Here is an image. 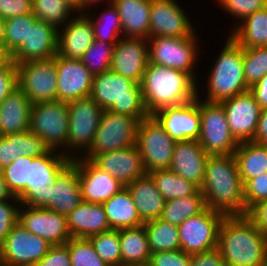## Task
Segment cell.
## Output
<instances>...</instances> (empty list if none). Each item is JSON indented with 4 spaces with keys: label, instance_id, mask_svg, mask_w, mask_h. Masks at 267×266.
<instances>
[{
    "label": "cell",
    "instance_id": "34",
    "mask_svg": "<svg viewBox=\"0 0 267 266\" xmlns=\"http://www.w3.org/2000/svg\"><path fill=\"white\" fill-rule=\"evenodd\" d=\"M122 266L148 265L151 257L144 225L119 230Z\"/></svg>",
    "mask_w": 267,
    "mask_h": 266
},
{
    "label": "cell",
    "instance_id": "28",
    "mask_svg": "<svg viewBox=\"0 0 267 266\" xmlns=\"http://www.w3.org/2000/svg\"><path fill=\"white\" fill-rule=\"evenodd\" d=\"M32 105L16 86L0 104V136L29 131Z\"/></svg>",
    "mask_w": 267,
    "mask_h": 266
},
{
    "label": "cell",
    "instance_id": "57",
    "mask_svg": "<svg viewBox=\"0 0 267 266\" xmlns=\"http://www.w3.org/2000/svg\"><path fill=\"white\" fill-rule=\"evenodd\" d=\"M249 91L262 109L267 108V74L259 82L252 85Z\"/></svg>",
    "mask_w": 267,
    "mask_h": 266
},
{
    "label": "cell",
    "instance_id": "63",
    "mask_svg": "<svg viewBox=\"0 0 267 266\" xmlns=\"http://www.w3.org/2000/svg\"><path fill=\"white\" fill-rule=\"evenodd\" d=\"M95 1H101V0H82L83 2V7L86 8L87 4L89 5L91 3V5L93 4V2L95 3Z\"/></svg>",
    "mask_w": 267,
    "mask_h": 266
},
{
    "label": "cell",
    "instance_id": "29",
    "mask_svg": "<svg viewBox=\"0 0 267 266\" xmlns=\"http://www.w3.org/2000/svg\"><path fill=\"white\" fill-rule=\"evenodd\" d=\"M71 237L89 238L111 230L102 204L82 201L67 215Z\"/></svg>",
    "mask_w": 267,
    "mask_h": 266
},
{
    "label": "cell",
    "instance_id": "8",
    "mask_svg": "<svg viewBox=\"0 0 267 266\" xmlns=\"http://www.w3.org/2000/svg\"><path fill=\"white\" fill-rule=\"evenodd\" d=\"M48 154L34 157L29 162L28 190L19 198L20 203L36 208L48 206V192L58 174L72 161L73 156ZM52 154V155H51Z\"/></svg>",
    "mask_w": 267,
    "mask_h": 266
},
{
    "label": "cell",
    "instance_id": "49",
    "mask_svg": "<svg viewBox=\"0 0 267 266\" xmlns=\"http://www.w3.org/2000/svg\"><path fill=\"white\" fill-rule=\"evenodd\" d=\"M226 11L244 19L245 17L267 7V0H218Z\"/></svg>",
    "mask_w": 267,
    "mask_h": 266
},
{
    "label": "cell",
    "instance_id": "23",
    "mask_svg": "<svg viewBox=\"0 0 267 266\" xmlns=\"http://www.w3.org/2000/svg\"><path fill=\"white\" fill-rule=\"evenodd\" d=\"M92 162L124 186L146 174L137 145L97 155Z\"/></svg>",
    "mask_w": 267,
    "mask_h": 266
},
{
    "label": "cell",
    "instance_id": "41",
    "mask_svg": "<svg viewBox=\"0 0 267 266\" xmlns=\"http://www.w3.org/2000/svg\"><path fill=\"white\" fill-rule=\"evenodd\" d=\"M96 253L108 266H122L119 230L95 234L89 237Z\"/></svg>",
    "mask_w": 267,
    "mask_h": 266
},
{
    "label": "cell",
    "instance_id": "59",
    "mask_svg": "<svg viewBox=\"0 0 267 266\" xmlns=\"http://www.w3.org/2000/svg\"><path fill=\"white\" fill-rule=\"evenodd\" d=\"M3 65H16V63L12 59V53L3 42H0V66Z\"/></svg>",
    "mask_w": 267,
    "mask_h": 266
},
{
    "label": "cell",
    "instance_id": "32",
    "mask_svg": "<svg viewBox=\"0 0 267 266\" xmlns=\"http://www.w3.org/2000/svg\"><path fill=\"white\" fill-rule=\"evenodd\" d=\"M117 7L122 34L127 37L150 38L151 0H111Z\"/></svg>",
    "mask_w": 267,
    "mask_h": 266
},
{
    "label": "cell",
    "instance_id": "44",
    "mask_svg": "<svg viewBox=\"0 0 267 266\" xmlns=\"http://www.w3.org/2000/svg\"><path fill=\"white\" fill-rule=\"evenodd\" d=\"M37 21L32 13L5 20L4 44L11 53L27 39L29 25H34Z\"/></svg>",
    "mask_w": 267,
    "mask_h": 266
},
{
    "label": "cell",
    "instance_id": "12",
    "mask_svg": "<svg viewBox=\"0 0 267 266\" xmlns=\"http://www.w3.org/2000/svg\"><path fill=\"white\" fill-rule=\"evenodd\" d=\"M225 215L206 208L178 226L180 250L190 255L217 247L220 225Z\"/></svg>",
    "mask_w": 267,
    "mask_h": 266
},
{
    "label": "cell",
    "instance_id": "46",
    "mask_svg": "<svg viewBox=\"0 0 267 266\" xmlns=\"http://www.w3.org/2000/svg\"><path fill=\"white\" fill-rule=\"evenodd\" d=\"M69 12L70 9L62 0H33L32 14L34 17L56 29L69 17Z\"/></svg>",
    "mask_w": 267,
    "mask_h": 266
},
{
    "label": "cell",
    "instance_id": "17",
    "mask_svg": "<svg viewBox=\"0 0 267 266\" xmlns=\"http://www.w3.org/2000/svg\"><path fill=\"white\" fill-rule=\"evenodd\" d=\"M219 103L235 140L238 143L253 141L262 111L253 94L248 90Z\"/></svg>",
    "mask_w": 267,
    "mask_h": 266
},
{
    "label": "cell",
    "instance_id": "26",
    "mask_svg": "<svg viewBox=\"0 0 267 266\" xmlns=\"http://www.w3.org/2000/svg\"><path fill=\"white\" fill-rule=\"evenodd\" d=\"M208 156L199 141L176 142L169 170L195 184L200 189L203 184Z\"/></svg>",
    "mask_w": 267,
    "mask_h": 266
},
{
    "label": "cell",
    "instance_id": "18",
    "mask_svg": "<svg viewBox=\"0 0 267 266\" xmlns=\"http://www.w3.org/2000/svg\"><path fill=\"white\" fill-rule=\"evenodd\" d=\"M57 68V100L70 102L90 97L93 75L81 59L55 56Z\"/></svg>",
    "mask_w": 267,
    "mask_h": 266
},
{
    "label": "cell",
    "instance_id": "61",
    "mask_svg": "<svg viewBox=\"0 0 267 266\" xmlns=\"http://www.w3.org/2000/svg\"><path fill=\"white\" fill-rule=\"evenodd\" d=\"M66 6L70 9V11L72 10H76V11H79L81 10H84V7H83V2L82 0H62Z\"/></svg>",
    "mask_w": 267,
    "mask_h": 266
},
{
    "label": "cell",
    "instance_id": "62",
    "mask_svg": "<svg viewBox=\"0 0 267 266\" xmlns=\"http://www.w3.org/2000/svg\"><path fill=\"white\" fill-rule=\"evenodd\" d=\"M5 36V20L0 17V42L4 43Z\"/></svg>",
    "mask_w": 267,
    "mask_h": 266
},
{
    "label": "cell",
    "instance_id": "5",
    "mask_svg": "<svg viewBox=\"0 0 267 266\" xmlns=\"http://www.w3.org/2000/svg\"><path fill=\"white\" fill-rule=\"evenodd\" d=\"M208 102H221L246 92L243 48L230 36L209 76Z\"/></svg>",
    "mask_w": 267,
    "mask_h": 266
},
{
    "label": "cell",
    "instance_id": "38",
    "mask_svg": "<svg viewBox=\"0 0 267 266\" xmlns=\"http://www.w3.org/2000/svg\"><path fill=\"white\" fill-rule=\"evenodd\" d=\"M151 253L180 250L178 226L160 218L144 222Z\"/></svg>",
    "mask_w": 267,
    "mask_h": 266
},
{
    "label": "cell",
    "instance_id": "33",
    "mask_svg": "<svg viewBox=\"0 0 267 266\" xmlns=\"http://www.w3.org/2000/svg\"><path fill=\"white\" fill-rule=\"evenodd\" d=\"M102 205L111 229L120 230L144 224L126 186Z\"/></svg>",
    "mask_w": 267,
    "mask_h": 266
},
{
    "label": "cell",
    "instance_id": "10",
    "mask_svg": "<svg viewBox=\"0 0 267 266\" xmlns=\"http://www.w3.org/2000/svg\"><path fill=\"white\" fill-rule=\"evenodd\" d=\"M17 86L32 104L57 101L55 57L16 64Z\"/></svg>",
    "mask_w": 267,
    "mask_h": 266
},
{
    "label": "cell",
    "instance_id": "3",
    "mask_svg": "<svg viewBox=\"0 0 267 266\" xmlns=\"http://www.w3.org/2000/svg\"><path fill=\"white\" fill-rule=\"evenodd\" d=\"M195 85L189 73L148 62L140 82L145 109L152 115L165 107L193 101L198 97Z\"/></svg>",
    "mask_w": 267,
    "mask_h": 266
},
{
    "label": "cell",
    "instance_id": "58",
    "mask_svg": "<svg viewBox=\"0 0 267 266\" xmlns=\"http://www.w3.org/2000/svg\"><path fill=\"white\" fill-rule=\"evenodd\" d=\"M252 142L267 145V108L262 109Z\"/></svg>",
    "mask_w": 267,
    "mask_h": 266
},
{
    "label": "cell",
    "instance_id": "39",
    "mask_svg": "<svg viewBox=\"0 0 267 266\" xmlns=\"http://www.w3.org/2000/svg\"><path fill=\"white\" fill-rule=\"evenodd\" d=\"M165 201L194 195L199 188L169 169L148 173Z\"/></svg>",
    "mask_w": 267,
    "mask_h": 266
},
{
    "label": "cell",
    "instance_id": "54",
    "mask_svg": "<svg viewBox=\"0 0 267 266\" xmlns=\"http://www.w3.org/2000/svg\"><path fill=\"white\" fill-rule=\"evenodd\" d=\"M17 86L16 65L0 66V104L9 93Z\"/></svg>",
    "mask_w": 267,
    "mask_h": 266
},
{
    "label": "cell",
    "instance_id": "30",
    "mask_svg": "<svg viewBox=\"0 0 267 266\" xmlns=\"http://www.w3.org/2000/svg\"><path fill=\"white\" fill-rule=\"evenodd\" d=\"M50 151L47 143L31 131L0 136V171L19 157H38Z\"/></svg>",
    "mask_w": 267,
    "mask_h": 266
},
{
    "label": "cell",
    "instance_id": "20",
    "mask_svg": "<svg viewBox=\"0 0 267 266\" xmlns=\"http://www.w3.org/2000/svg\"><path fill=\"white\" fill-rule=\"evenodd\" d=\"M146 40L135 37L119 39L114 47L110 70L140 84L149 62Z\"/></svg>",
    "mask_w": 267,
    "mask_h": 266
},
{
    "label": "cell",
    "instance_id": "21",
    "mask_svg": "<svg viewBox=\"0 0 267 266\" xmlns=\"http://www.w3.org/2000/svg\"><path fill=\"white\" fill-rule=\"evenodd\" d=\"M82 201L103 204L125 186L89 159L77 158Z\"/></svg>",
    "mask_w": 267,
    "mask_h": 266
},
{
    "label": "cell",
    "instance_id": "4",
    "mask_svg": "<svg viewBox=\"0 0 267 266\" xmlns=\"http://www.w3.org/2000/svg\"><path fill=\"white\" fill-rule=\"evenodd\" d=\"M90 97L103 110L128 115L139 122L149 116L140 84L111 70L93 76Z\"/></svg>",
    "mask_w": 267,
    "mask_h": 266
},
{
    "label": "cell",
    "instance_id": "25",
    "mask_svg": "<svg viewBox=\"0 0 267 266\" xmlns=\"http://www.w3.org/2000/svg\"><path fill=\"white\" fill-rule=\"evenodd\" d=\"M82 202L78 178L77 158L58 174L48 192L46 209L68 215Z\"/></svg>",
    "mask_w": 267,
    "mask_h": 266
},
{
    "label": "cell",
    "instance_id": "37",
    "mask_svg": "<svg viewBox=\"0 0 267 266\" xmlns=\"http://www.w3.org/2000/svg\"><path fill=\"white\" fill-rule=\"evenodd\" d=\"M206 208L205 198L199 189L194 195L165 201L160 219L179 226L188 218L200 214Z\"/></svg>",
    "mask_w": 267,
    "mask_h": 266
},
{
    "label": "cell",
    "instance_id": "45",
    "mask_svg": "<svg viewBox=\"0 0 267 266\" xmlns=\"http://www.w3.org/2000/svg\"><path fill=\"white\" fill-rule=\"evenodd\" d=\"M66 245L71 266H108L96 253L89 238L72 237Z\"/></svg>",
    "mask_w": 267,
    "mask_h": 266
},
{
    "label": "cell",
    "instance_id": "11",
    "mask_svg": "<svg viewBox=\"0 0 267 266\" xmlns=\"http://www.w3.org/2000/svg\"><path fill=\"white\" fill-rule=\"evenodd\" d=\"M69 128L68 104L64 101L34 103L29 131L43 139L51 150L67 146Z\"/></svg>",
    "mask_w": 267,
    "mask_h": 266
},
{
    "label": "cell",
    "instance_id": "27",
    "mask_svg": "<svg viewBox=\"0 0 267 266\" xmlns=\"http://www.w3.org/2000/svg\"><path fill=\"white\" fill-rule=\"evenodd\" d=\"M94 41L91 20L82 14L67 22L62 34L58 31L57 54L65 58L81 59Z\"/></svg>",
    "mask_w": 267,
    "mask_h": 266
},
{
    "label": "cell",
    "instance_id": "51",
    "mask_svg": "<svg viewBox=\"0 0 267 266\" xmlns=\"http://www.w3.org/2000/svg\"><path fill=\"white\" fill-rule=\"evenodd\" d=\"M7 200H0V247L12 227L18 222V208L13 207Z\"/></svg>",
    "mask_w": 267,
    "mask_h": 266
},
{
    "label": "cell",
    "instance_id": "31",
    "mask_svg": "<svg viewBox=\"0 0 267 266\" xmlns=\"http://www.w3.org/2000/svg\"><path fill=\"white\" fill-rule=\"evenodd\" d=\"M143 222L161 217L165 199L155 186L152 177L145 174L126 186Z\"/></svg>",
    "mask_w": 267,
    "mask_h": 266
},
{
    "label": "cell",
    "instance_id": "42",
    "mask_svg": "<svg viewBox=\"0 0 267 266\" xmlns=\"http://www.w3.org/2000/svg\"><path fill=\"white\" fill-rule=\"evenodd\" d=\"M114 47L112 43L94 39L90 48L83 54L81 61L93 76L101 74L110 70Z\"/></svg>",
    "mask_w": 267,
    "mask_h": 266
},
{
    "label": "cell",
    "instance_id": "13",
    "mask_svg": "<svg viewBox=\"0 0 267 266\" xmlns=\"http://www.w3.org/2000/svg\"><path fill=\"white\" fill-rule=\"evenodd\" d=\"M51 244L29 232L17 222L0 247V264L4 266H33L50 250Z\"/></svg>",
    "mask_w": 267,
    "mask_h": 266
},
{
    "label": "cell",
    "instance_id": "14",
    "mask_svg": "<svg viewBox=\"0 0 267 266\" xmlns=\"http://www.w3.org/2000/svg\"><path fill=\"white\" fill-rule=\"evenodd\" d=\"M150 40L149 63L184 71L195 79L191 70L197 58L195 34L188 37L155 36L150 37Z\"/></svg>",
    "mask_w": 267,
    "mask_h": 266
},
{
    "label": "cell",
    "instance_id": "1",
    "mask_svg": "<svg viewBox=\"0 0 267 266\" xmlns=\"http://www.w3.org/2000/svg\"><path fill=\"white\" fill-rule=\"evenodd\" d=\"M206 207L225 216L246 215L244 184L234 154L209 155L200 188Z\"/></svg>",
    "mask_w": 267,
    "mask_h": 266
},
{
    "label": "cell",
    "instance_id": "52",
    "mask_svg": "<svg viewBox=\"0 0 267 266\" xmlns=\"http://www.w3.org/2000/svg\"><path fill=\"white\" fill-rule=\"evenodd\" d=\"M33 266H71L68 246L52 245L49 252Z\"/></svg>",
    "mask_w": 267,
    "mask_h": 266
},
{
    "label": "cell",
    "instance_id": "22",
    "mask_svg": "<svg viewBox=\"0 0 267 266\" xmlns=\"http://www.w3.org/2000/svg\"><path fill=\"white\" fill-rule=\"evenodd\" d=\"M192 25L174 0H151L150 37H188Z\"/></svg>",
    "mask_w": 267,
    "mask_h": 266
},
{
    "label": "cell",
    "instance_id": "19",
    "mask_svg": "<svg viewBox=\"0 0 267 266\" xmlns=\"http://www.w3.org/2000/svg\"><path fill=\"white\" fill-rule=\"evenodd\" d=\"M27 207L23 212L18 210V222L29 232L47 240L51 245H63L72 238L66 215L46 208Z\"/></svg>",
    "mask_w": 267,
    "mask_h": 266
},
{
    "label": "cell",
    "instance_id": "47",
    "mask_svg": "<svg viewBox=\"0 0 267 266\" xmlns=\"http://www.w3.org/2000/svg\"><path fill=\"white\" fill-rule=\"evenodd\" d=\"M110 8L111 9L109 10V14L104 13L103 16L109 19L112 23H109L108 21L107 23L104 18L105 21L104 25H102L103 20L102 21L98 20L95 22L94 20L92 21V19H91V24L93 27V34L95 40L102 42L107 41V43H112L113 45H115L119 41V39L117 40V38L119 37V33L122 34V27L117 7L113 4V2H111Z\"/></svg>",
    "mask_w": 267,
    "mask_h": 266
},
{
    "label": "cell",
    "instance_id": "48",
    "mask_svg": "<svg viewBox=\"0 0 267 266\" xmlns=\"http://www.w3.org/2000/svg\"><path fill=\"white\" fill-rule=\"evenodd\" d=\"M264 199H267V172L249 179L244 184V202L247 211L257 202Z\"/></svg>",
    "mask_w": 267,
    "mask_h": 266
},
{
    "label": "cell",
    "instance_id": "50",
    "mask_svg": "<svg viewBox=\"0 0 267 266\" xmlns=\"http://www.w3.org/2000/svg\"><path fill=\"white\" fill-rule=\"evenodd\" d=\"M192 255L182 250L151 253L149 266H190Z\"/></svg>",
    "mask_w": 267,
    "mask_h": 266
},
{
    "label": "cell",
    "instance_id": "24",
    "mask_svg": "<svg viewBox=\"0 0 267 266\" xmlns=\"http://www.w3.org/2000/svg\"><path fill=\"white\" fill-rule=\"evenodd\" d=\"M58 30L44 22L29 25L27 39L12 53L16 64L50 59L57 55Z\"/></svg>",
    "mask_w": 267,
    "mask_h": 266
},
{
    "label": "cell",
    "instance_id": "16",
    "mask_svg": "<svg viewBox=\"0 0 267 266\" xmlns=\"http://www.w3.org/2000/svg\"><path fill=\"white\" fill-rule=\"evenodd\" d=\"M152 116L175 142L199 140L201 115L198 97L193 101L160 109Z\"/></svg>",
    "mask_w": 267,
    "mask_h": 266
},
{
    "label": "cell",
    "instance_id": "6",
    "mask_svg": "<svg viewBox=\"0 0 267 266\" xmlns=\"http://www.w3.org/2000/svg\"><path fill=\"white\" fill-rule=\"evenodd\" d=\"M138 123L134 117L104 110L86 159L136 145Z\"/></svg>",
    "mask_w": 267,
    "mask_h": 266
},
{
    "label": "cell",
    "instance_id": "40",
    "mask_svg": "<svg viewBox=\"0 0 267 266\" xmlns=\"http://www.w3.org/2000/svg\"><path fill=\"white\" fill-rule=\"evenodd\" d=\"M33 158L19 157L0 171L10 193L18 199L28 190L29 162Z\"/></svg>",
    "mask_w": 267,
    "mask_h": 266
},
{
    "label": "cell",
    "instance_id": "36",
    "mask_svg": "<svg viewBox=\"0 0 267 266\" xmlns=\"http://www.w3.org/2000/svg\"><path fill=\"white\" fill-rule=\"evenodd\" d=\"M231 37L242 48L267 46V7L245 17Z\"/></svg>",
    "mask_w": 267,
    "mask_h": 266
},
{
    "label": "cell",
    "instance_id": "2",
    "mask_svg": "<svg viewBox=\"0 0 267 266\" xmlns=\"http://www.w3.org/2000/svg\"><path fill=\"white\" fill-rule=\"evenodd\" d=\"M226 266H263L267 263V237L247 215L225 216L218 235Z\"/></svg>",
    "mask_w": 267,
    "mask_h": 266
},
{
    "label": "cell",
    "instance_id": "53",
    "mask_svg": "<svg viewBox=\"0 0 267 266\" xmlns=\"http://www.w3.org/2000/svg\"><path fill=\"white\" fill-rule=\"evenodd\" d=\"M33 0H0V17L4 20L32 13Z\"/></svg>",
    "mask_w": 267,
    "mask_h": 266
},
{
    "label": "cell",
    "instance_id": "60",
    "mask_svg": "<svg viewBox=\"0 0 267 266\" xmlns=\"http://www.w3.org/2000/svg\"><path fill=\"white\" fill-rule=\"evenodd\" d=\"M8 197L10 198V200L14 199L15 201L20 202V200L17 197L13 196L10 193V191L7 187V184H6L2 174L0 172V200L9 199Z\"/></svg>",
    "mask_w": 267,
    "mask_h": 266
},
{
    "label": "cell",
    "instance_id": "7",
    "mask_svg": "<svg viewBox=\"0 0 267 266\" xmlns=\"http://www.w3.org/2000/svg\"><path fill=\"white\" fill-rule=\"evenodd\" d=\"M175 143L152 115L138 123L136 145L147 174L169 169Z\"/></svg>",
    "mask_w": 267,
    "mask_h": 266
},
{
    "label": "cell",
    "instance_id": "9",
    "mask_svg": "<svg viewBox=\"0 0 267 266\" xmlns=\"http://www.w3.org/2000/svg\"><path fill=\"white\" fill-rule=\"evenodd\" d=\"M201 129L199 144L208 155L234 154L239 143L232 136L223 106L219 102H199Z\"/></svg>",
    "mask_w": 267,
    "mask_h": 266
},
{
    "label": "cell",
    "instance_id": "35",
    "mask_svg": "<svg viewBox=\"0 0 267 266\" xmlns=\"http://www.w3.org/2000/svg\"><path fill=\"white\" fill-rule=\"evenodd\" d=\"M234 156L243 184L267 172V145L252 141L241 142L234 151Z\"/></svg>",
    "mask_w": 267,
    "mask_h": 266
},
{
    "label": "cell",
    "instance_id": "55",
    "mask_svg": "<svg viewBox=\"0 0 267 266\" xmlns=\"http://www.w3.org/2000/svg\"><path fill=\"white\" fill-rule=\"evenodd\" d=\"M256 228L267 237V199L253 205L246 214Z\"/></svg>",
    "mask_w": 267,
    "mask_h": 266
},
{
    "label": "cell",
    "instance_id": "43",
    "mask_svg": "<svg viewBox=\"0 0 267 266\" xmlns=\"http://www.w3.org/2000/svg\"><path fill=\"white\" fill-rule=\"evenodd\" d=\"M243 64L244 78L250 88L267 74V46L243 48Z\"/></svg>",
    "mask_w": 267,
    "mask_h": 266
},
{
    "label": "cell",
    "instance_id": "56",
    "mask_svg": "<svg viewBox=\"0 0 267 266\" xmlns=\"http://www.w3.org/2000/svg\"><path fill=\"white\" fill-rule=\"evenodd\" d=\"M190 266H226L219 249L216 247L212 250L202 253L193 254Z\"/></svg>",
    "mask_w": 267,
    "mask_h": 266
},
{
    "label": "cell",
    "instance_id": "15",
    "mask_svg": "<svg viewBox=\"0 0 267 266\" xmlns=\"http://www.w3.org/2000/svg\"><path fill=\"white\" fill-rule=\"evenodd\" d=\"M68 104L69 128L67 147H91L103 109L91 98L77 99Z\"/></svg>",
    "mask_w": 267,
    "mask_h": 266
}]
</instances>
